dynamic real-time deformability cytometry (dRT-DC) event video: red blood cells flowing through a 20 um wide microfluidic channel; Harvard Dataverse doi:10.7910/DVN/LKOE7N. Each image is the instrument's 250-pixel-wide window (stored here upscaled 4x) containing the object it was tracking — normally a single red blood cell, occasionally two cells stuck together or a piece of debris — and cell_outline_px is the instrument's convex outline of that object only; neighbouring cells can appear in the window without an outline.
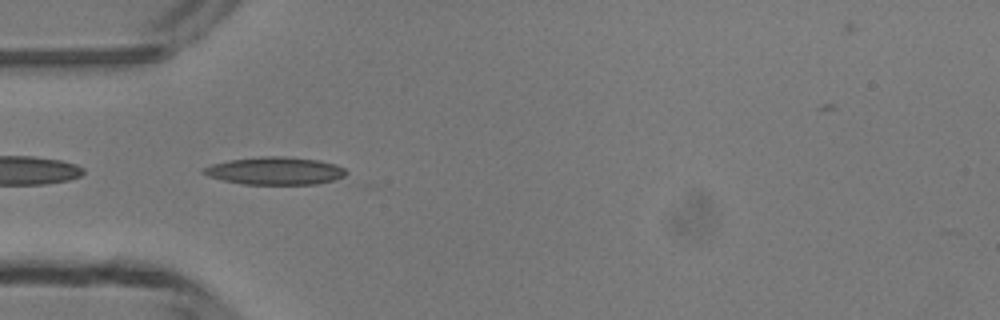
{"species": "common noctule bat (a hibernating species)", "species_latin": "Nyctalus noctula", "temperature_condition": "room temperature", "stored_images_in_passage": 31, "camera_frame_rate_fps": 3000, "um_per_image_px": 0.085, "animal": {"sex": "male", "body_mass_g": 13.3}, "frame": {"image": 1, "passage_image": 14, "time_ms": 4.333, "image_size_px": [1000, 320], "cell_outline_px": [[348, 172], [344, 176], [332, 180], [316, 184], [244, 184], [224, 180], [208, 176], [200, 172], [200, 168], [212, 164], [228, 160], [260, 156], [284, 156], [320, 160], [336, 164], [344, 168]], "centroid_in_image_um": [23.36, 14.51], "position_along_channel_um": 61.6, "area_um2": 23.12}}
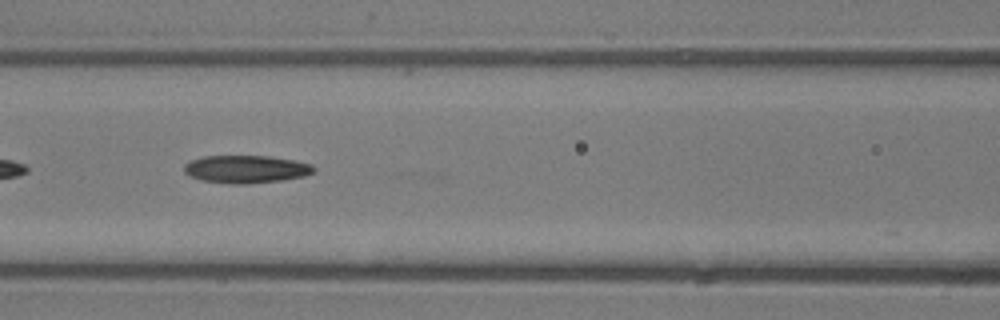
{"frame": {"image": 2, "passage_image": 20, "time_ms": 6.333, "image_size_px": [1000, 320], "cell_outline_px": [[316, 168], [312, 172], [304, 176], [280, 180], [248, 184], [232, 184], [200, 180], [184, 172], [184, 164], [192, 160], [204, 156], [268, 156], [296, 160], [312, 164]], "centroid_in_image_um": [20.92, 14.37], "position_along_channel_um": 145.7, "area_um2": 20.92}}
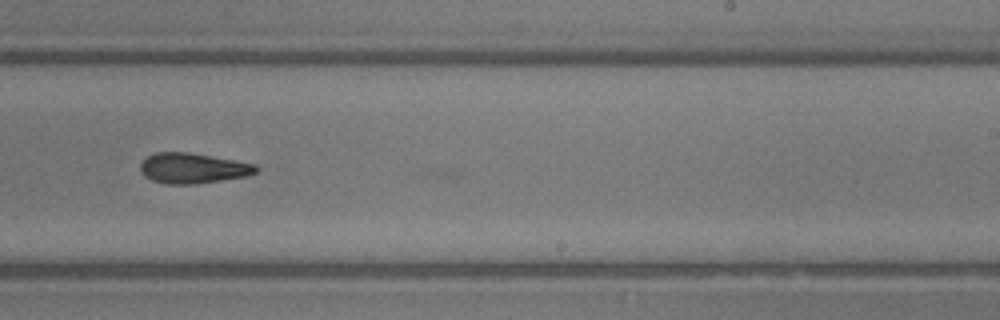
{"frame": {"image": 3, "passage_image": 29, "time_ms": 9.333, "image_size_px": [1000, 320], "cell_outline_px": [[260, 168], [256, 172], [248, 176], [196, 184], [168, 184], [152, 180], [144, 176], [140, 172], [140, 164], [148, 156], [156, 152], [188, 152], [256, 164]], "centroid_in_image_um": [16.4, 14.3], "position_along_channel_um": 272.6, "area_um2": 20.46}}